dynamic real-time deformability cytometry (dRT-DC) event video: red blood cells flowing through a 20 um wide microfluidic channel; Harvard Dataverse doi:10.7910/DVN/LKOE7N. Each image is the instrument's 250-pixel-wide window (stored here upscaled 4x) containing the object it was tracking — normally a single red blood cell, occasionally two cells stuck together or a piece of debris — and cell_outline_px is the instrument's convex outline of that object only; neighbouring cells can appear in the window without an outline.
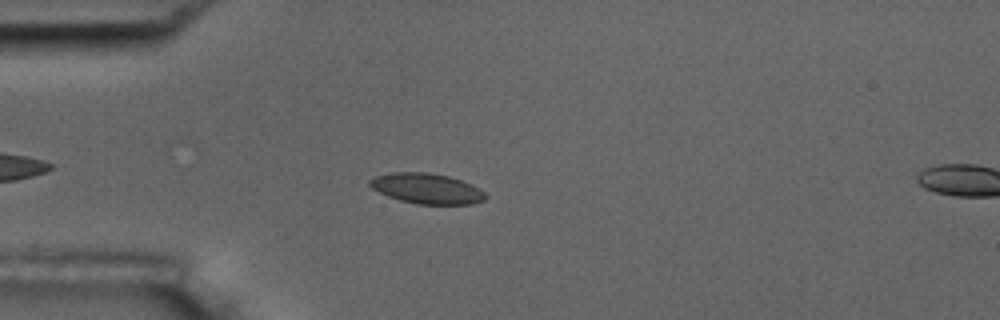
{"species": "common noctule bat (a hibernating species)", "species_latin": "Nyctalus noctula", "temperature_condition": "room temperature", "stored_images_in_passage": 9, "camera_frame_rate_fps": 3000, "um_per_image_px": 0.085, "animal": {"sex": "male", "body_mass_g": 17.5, "forearm_length_mm": 52.3}, "frame": {"image": 1, "passage_image": 7, "time_ms": 2.0, "image_size_px": [1000, 320], "cell_outline_px": [[488, 196], [484, 200], [472, 204], [416, 204], [400, 200], [388, 196], [372, 188], [368, 184], [368, 180], [376, 176], [392, 172], [428, 172], [448, 176], [472, 184], [480, 188]], "centroid_in_image_um": [36.29, 16.02], "position_along_channel_um": 48.7, "area_um2": 20.52}}